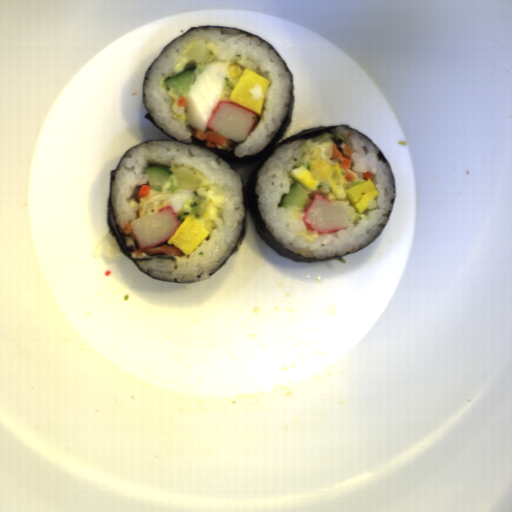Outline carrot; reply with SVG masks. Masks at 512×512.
<instances>
[{
  "mask_svg": "<svg viewBox=\"0 0 512 512\" xmlns=\"http://www.w3.org/2000/svg\"><path fill=\"white\" fill-rule=\"evenodd\" d=\"M332 146V156L329 161H339V168L344 170L342 176L345 178L347 182L359 181L357 173L350 170L351 161L350 156L354 151L352 147L349 145L344 149L339 148L336 144H331Z\"/></svg>",
  "mask_w": 512,
  "mask_h": 512,
  "instance_id": "obj_1",
  "label": "carrot"
},
{
  "mask_svg": "<svg viewBox=\"0 0 512 512\" xmlns=\"http://www.w3.org/2000/svg\"><path fill=\"white\" fill-rule=\"evenodd\" d=\"M191 133L199 140L206 141V148L215 149L216 144L224 146L226 137L212 130L200 131L196 128L191 129Z\"/></svg>",
  "mask_w": 512,
  "mask_h": 512,
  "instance_id": "obj_2",
  "label": "carrot"
},
{
  "mask_svg": "<svg viewBox=\"0 0 512 512\" xmlns=\"http://www.w3.org/2000/svg\"><path fill=\"white\" fill-rule=\"evenodd\" d=\"M133 252L137 256H142L143 253L147 254L149 256L152 254H169V255H174V256L180 257V258L182 257V255L184 253L181 249H179L175 245H164V244H159L157 246H154L152 248H149V249H146L143 251H141L140 248L134 249Z\"/></svg>",
  "mask_w": 512,
  "mask_h": 512,
  "instance_id": "obj_3",
  "label": "carrot"
},
{
  "mask_svg": "<svg viewBox=\"0 0 512 512\" xmlns=\"http://www.w3.org/2000/svg\"><path fill=\"white\" fill-rule=\"evenodd\" d=\"M150 189L151 188H150L149 184L141 185L139 187L138 193H137V198H136L138 203H139L141 198H143L144 196L148 195Z\"/></svg>",
  "mask_w": 512,
  "mask_h": 512,
  "instance_id": "obj_4",
  "label": "carrot"
},
{
  "mask_svg": "<svg viewBox=\"0 0 512 512\" xmlns=\"http://www.w3.org/2000/svg\"><path fill=\"white\" fill-rule=\"evenodd\" d=\"M123 231H124L125 235H127V236L131 235L132 230H131V227L128 222H124Z\"/></svg>",
  "mask_w": 512,
  "mask_h": 512,
  "instance_id": "obj_5",
  "label": "carrot"
},
{
  "mask_svg": "<svg viewBox=\"0 0 512 512\" xmlns=\"http://www.w3.org/2000/svg\"><path fill=\"white\" fill-rule=\"evenodd\" d=\"M373 178H374V177H373V175L371 174V172H367V171H366V172H363V174H362V179H363L364 181H369V179L372 181V180H373Z\"/></svg>",
  "mask_w": 512,
  "mask_h": 512,
  "instance_id": "obj_6",
  "label": "carrot"
},
{
  "mask_svg": "<svg viewBox=\"0 0 512 512\" xmlns=\"http://www.w3.org/2000/svg\"><path fill=\"white\" fill-rule=\"evenodd\" d=\"M177 104H178L179 106H182V107H184V108H185V105H186V98H185V96H183V97H179Z\"/></svg>",
  "mask_w": 512,
  "mask_h": 512,
  "instance_id": "obj_7",
  "label": "carrot"
}]
</instances>
